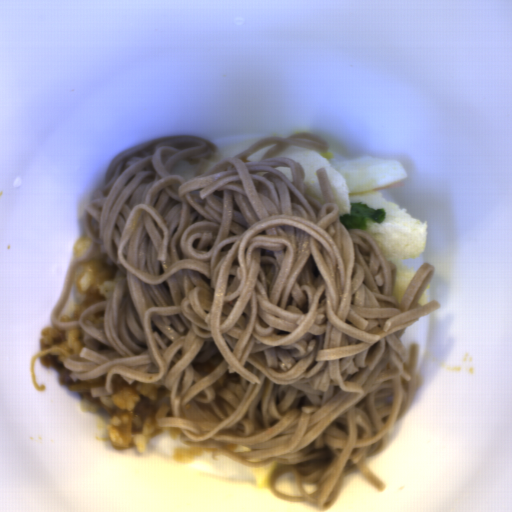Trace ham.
Returning <instances> with one entry per match:
<instances>
[{
    "label": "ham",
    "instance_id": "1",
    "mask_svg": "<svg viewBox=\"0 0 512 512\" xmlns=\"http://www.w3.org/2000/svg\"><path fill=\"white\" fill-rule=\"evenodd\" d=\"M403 185H405V182L398 180V181H395V182L390 183L388 185L372 189V192L386 190V189H392V188H396V187L403 186Z\"/></svg>",
    "mask_w": 512,
    "mask_h": 512
}]
</instances>
